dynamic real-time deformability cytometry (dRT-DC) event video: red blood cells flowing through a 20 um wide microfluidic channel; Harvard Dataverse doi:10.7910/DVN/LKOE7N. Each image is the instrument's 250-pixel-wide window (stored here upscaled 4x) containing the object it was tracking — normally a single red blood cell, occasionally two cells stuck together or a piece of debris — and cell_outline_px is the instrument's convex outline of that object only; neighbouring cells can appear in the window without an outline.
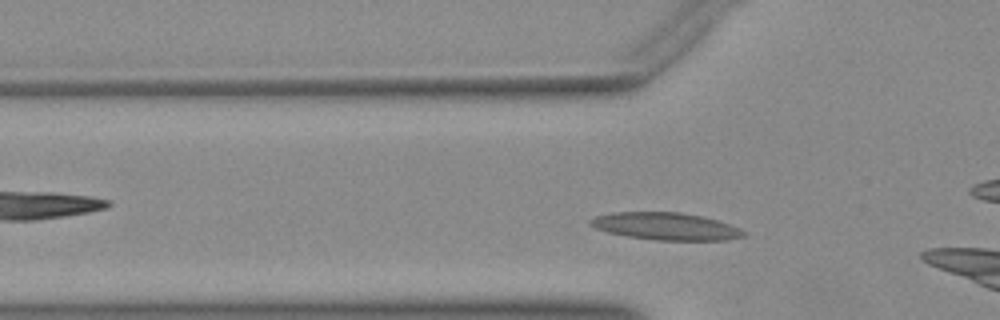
{"species": "Egyptian fruit bat (a non-hibernating species)", "species_latin": "Rousettus aegyptiacus", "temperature_condition": "warm", "stored_images_in_passage": 8, "camera_frame_rate_fps": 3000, "um_per_image_px": 0.085, "animal": {"sex": "female"}, "frame": {"image": 1, "passage_image": 5, "time_ms": 1.333, "image_size_px": [1000, 320], "cell_outline_px": [[748, 232], [744, 236], [724, 240], [656, 240], [624, 236], [608, 232], [596, 228], [588, 224], [588, 220], [596, 216], [612, 212], [680, 212], [700, 216], [716, 220], [740, 228]], "centroid_in_image_um": [56.56, 19.23], "position_along_channel_um": 69.2, "area_um2": 24.39}}